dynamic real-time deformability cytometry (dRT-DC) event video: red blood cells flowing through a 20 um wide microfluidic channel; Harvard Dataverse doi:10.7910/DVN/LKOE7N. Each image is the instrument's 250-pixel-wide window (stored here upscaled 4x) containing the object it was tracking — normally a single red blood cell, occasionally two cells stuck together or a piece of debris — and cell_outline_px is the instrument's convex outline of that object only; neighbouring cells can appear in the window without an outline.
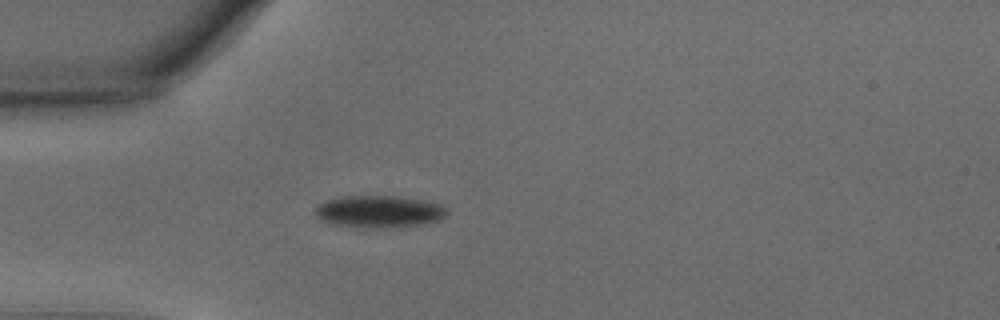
{"species": "common noctule bat (a hibernating species)", "species_latin": "Nyctalus noctula", "temperature_condition": "warm", "stored_images_in_passage": 40, "camera_frame_rate_fps": 3000, "um_per_image_px": 0.085, "animal": {"sex": "male", "body_mass_g": 15.6}, "frame": {"image": 1, "passage_image": 1, "time_ms": 0.0, "image_size_px": [1000, 320], "cell_outline_px": [[448, 212], [440, 220], [420, 224], [376, 228], [332, 224], [316, 216], [316, 208], [320, 204], [328, 200], [344, 196], [396, 196], [420, 200], [440, 204], [448, 208]], "centroid_in_image_um": [32.25, 17.97], "position_along_channel_um": 52.7, "area_um2": 24.1}}
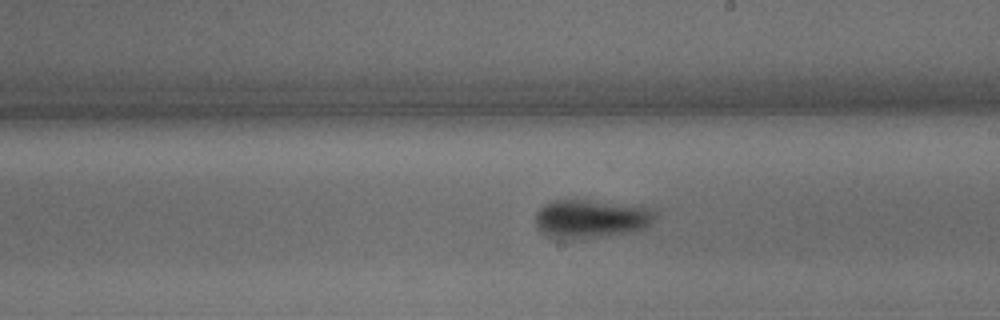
{"frame": {"image": 2, "passage_image": 17, "time_ms": 5.333, "image_size_px": [1000, 320], "cell_outline_px": [[656, 216], [644, 228], [632, 232], [584, 240], [556, 240], [548, 236], [536, 224], [536, 212], [544, 204], [552, 200], [588, 200], [636, 204], [648, 208], [656, 212]], "centroid_in_image_um": [50.23, 18.61], "position_along_channel_um": 238.8, "area_um2": 27.51}}
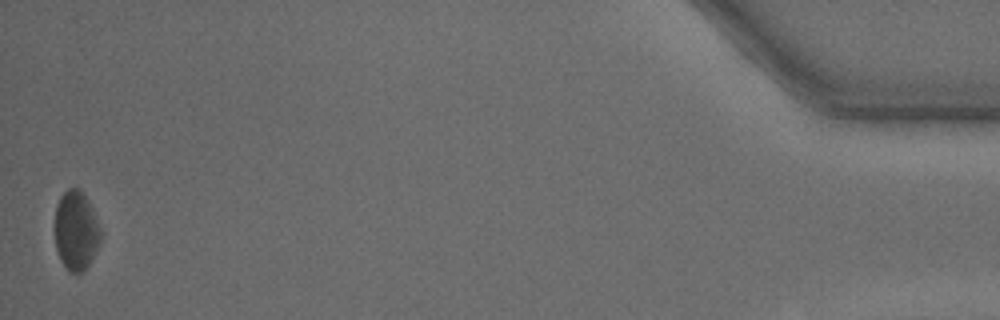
{"frame": {"image": 3, "passage_image": 40, "time_ms": 13.0, "image_size_px": [1000, 320], "cell_outline_px": [[100, 240], [88, 264], [80, 272], [72, 272], [60, 260], [56, 248], [56, 204], [60, 196], [68, 188], [76, 188], [88, 200], [100, 228]], "centroid_in_image_um": [6.44, 19.57], "position_along_channel_um": 428.8, "area_um2": 20.35}, "authors_computed_cell_mechanics": {"area_um2": 24.5939, "velocity_mm_per_s": 3.6577, "shape_relaxation_time_tau1_ms": 3.4312, "shape_relaxation_time_tau2_ms": null, "deformation_change_tau1": 0.1168, "deformation_change_tau2": null}}